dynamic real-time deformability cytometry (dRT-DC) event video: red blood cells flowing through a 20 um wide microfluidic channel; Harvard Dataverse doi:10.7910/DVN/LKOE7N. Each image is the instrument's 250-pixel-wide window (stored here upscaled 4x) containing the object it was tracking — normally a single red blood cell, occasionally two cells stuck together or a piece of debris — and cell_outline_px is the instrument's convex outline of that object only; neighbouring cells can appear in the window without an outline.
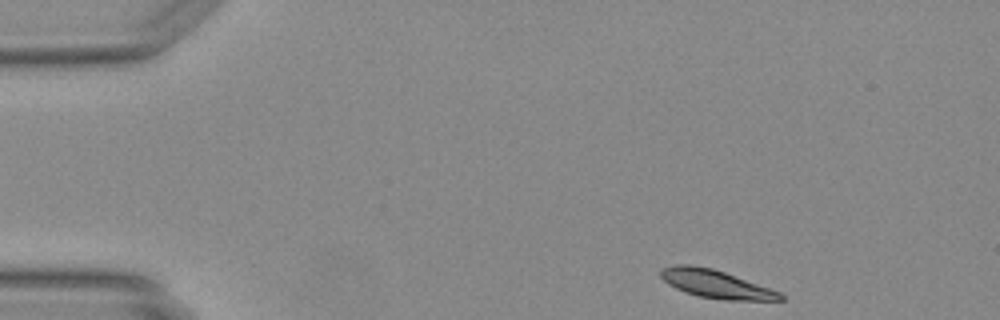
{"species": "Egyptian fruit bat (a non-hibernating species)", "species_latin": "Rousettus aegyptiacus", "temperature_condition": "warm", "stored_images_in_passage": 10, "camera_frame_rate_fps": 3000, "um_per_image_px": 0.085, "animal": {"sex": "female"}, "frame": {"image": 1, "passage_image": 1, "time_ms": 0.0, "image_size_px": [1000, 320], "cell_outline_px": [[784, 300], [724, 300], [700, 296], [684, 292], [668, 284], [660, 276], [660, 272], [664, 268], [676, 264], [688, 264], [712, 268], [724, 272], [780, 292], [784, 296]], "centroid_in_image_um": [60.83, 24.14], "position_along_channel_um": 24.2, "area_um2": 19.31}}